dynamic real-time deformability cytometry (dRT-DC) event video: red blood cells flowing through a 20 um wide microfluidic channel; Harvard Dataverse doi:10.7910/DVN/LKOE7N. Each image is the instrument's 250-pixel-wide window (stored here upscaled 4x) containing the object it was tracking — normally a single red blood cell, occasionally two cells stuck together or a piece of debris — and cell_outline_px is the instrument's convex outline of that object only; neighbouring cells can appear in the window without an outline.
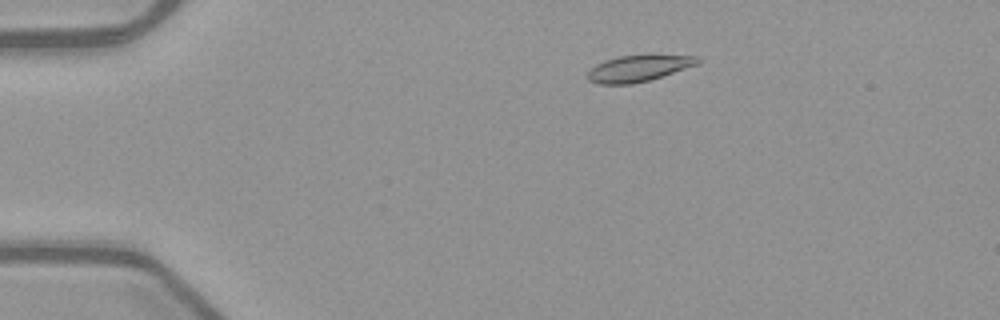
{"species": "common noctule bat (a hibernating species)", "species_latin": "Nyctalus noctula", "temperature_condition": "warm", "stored_images_in_passage": 51, "camera_frame_rate_fps": 3000, "um_per_image_px": 0.085, "animal": {"sex": "female", "body_mass_g": 21.9}, "frame": {"image": 1, "passage_image": 9, "time_ms": 2.667, "image_size_px": [1000, 320], "cell_outline_px": [[700, 60], [696, 64], [648, 80], [632, 84], [596, 84], [588, 80], [588, 72], [596, 64], [604, 60], [620, 56], [648, 52], [700, 56]], "centroid_in_image_um": [54.29, 5.75], "position_along_channel_um": 30.7, "area_um2": 17.4}}
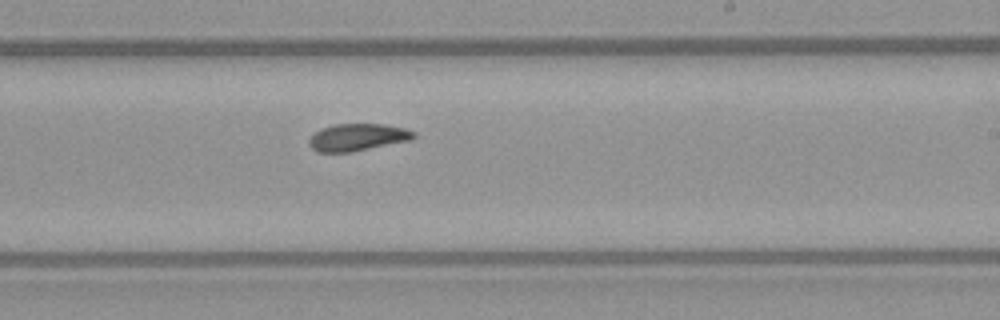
{"frame": {"image": 2, "passage_image": 31, "time_ms": 10.0, "image_size_px": [1000, 320], "cell_outline_px": [[416, 136], [412, 140], [352, 152], [320, 152], [312, 148], [308, 144], [308, 140], [320, 128], [332, 124], [384, 124], [404, 128], [416, 132]], "centroid_in_image_um": [30.41, 11.66], "position_along_channel_um": 258.6, "area_um2": 16.7}}
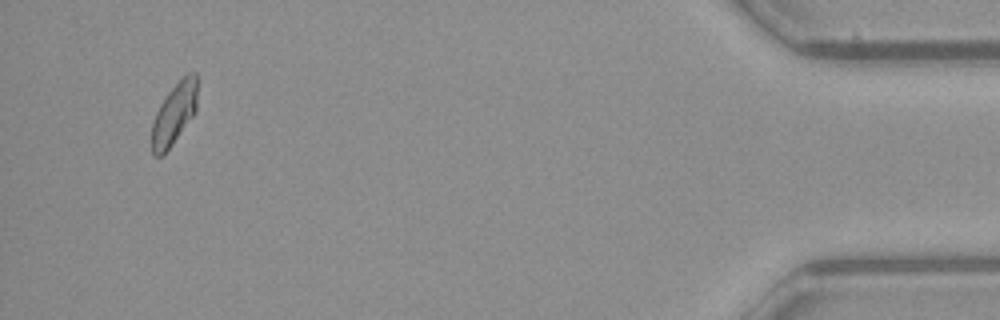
{"frame": {"image": 3, "passage_image": 49, "time_ms": 16.0, "image_size_px": [1000, 320], "cell_outline_px": [[196, 112], [164, 156], [156, 156], [152, 152], [152, 124], [156, 112], [160, 104], [168, 92], [188, 72], [196, 72]], "centroid_in_image_um": [14.8, 9.71], "position_along_channel_um": 420.4, "area_um2": 16.24}, "authors_computed_cell_mechanics": {"area_um2": 16.9932, "velocity_mm_per_s": 3.9622, "shape_relaxation_time_tau1_ms": 8.2862, "shape_relaxation_time_tau2_ms": 10.1206, "deformation_change_tau1": 0.1703, "deformation_change_tau2": 0.1482}}